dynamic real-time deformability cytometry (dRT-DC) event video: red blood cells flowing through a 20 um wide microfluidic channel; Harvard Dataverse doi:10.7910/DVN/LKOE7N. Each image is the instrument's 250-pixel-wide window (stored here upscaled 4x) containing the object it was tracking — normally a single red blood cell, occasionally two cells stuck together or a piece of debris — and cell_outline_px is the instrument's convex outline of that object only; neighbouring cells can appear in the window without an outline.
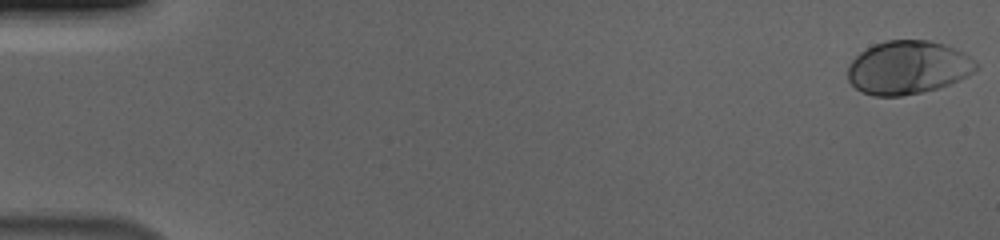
{"species": "human", "species_latin": "Homo sapiens", "temperature_condition": "cold", "stored_images_in_passage": 56, "camera_frame_rate_fps": 3000, "um_per_image_px": 0.085, "donor": {"sex": "male"}, "frame": {"image": 1, "passage_image": 1, "time_ms": 0.0, "image_size_px": [1000, 240], "cell_outline_px": [[976, 68], [972, 72], [948, 84], [936, 88], [920, 92], [900, 96], [872, 96], [860, 92], [848, 80], [848, 64], [860, 52], [872, 44], [884, 40], [928, 40], [944, 44], [968, 56], [976, 64]], "centroid_in_image_um": [77.08, 5.73], "position_along_channel_um": 7.9, "area_um2": 39.48}}
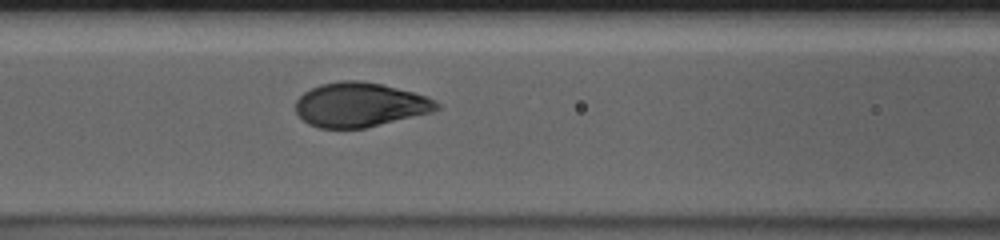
{"frame": {"image": 2, "passage_image": 25, "time_ms": 8.0, "image_size_px": [1000, 240], "cell_outline_px": [[440, 108], [432, 112], [364, 128], [320, 128], [308, 124], [296, 112], [296, 100], [304, 92], [320, 84], [340, 80], [360, 80], [380, 84], [428, 96], [440, 104]], "centroid_in_image_um": [30.59, 8.9], "position_along_channel_um": 136.0, "area_um2": 36.3}}
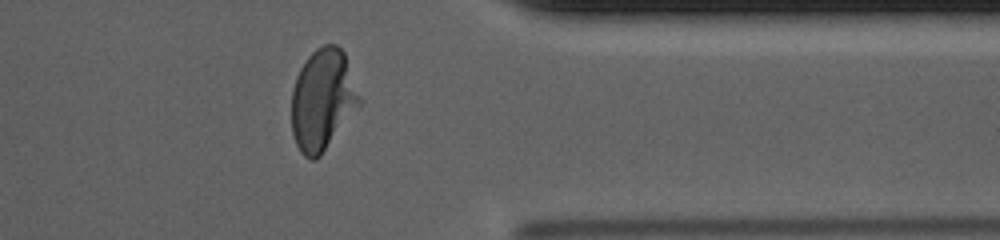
{"frame": {"image": 3, "passage_image": 46, "time_ms": 15.0, "image_size_px": [1000, 240], "cell_outline_px": [[360, 104], [320, 156], [316, 160], [312, 160], [304, 156], [300, 152], [296, 144], [292, 132], [292, 88], [296, 76], [300, 68], [308, 56], [316, 48], [324, 44], [336, 44], [344, 52], [360, 96]], "centroid_in_image_um": [27.4, 8.47], "position_along_channel_um": 384.0, "area_um2": 39.77}, "authors_computed_cell_mechanics": {"area_um2": 38.0035, "velocity_mm_per_s": 3.6775, "shape_relaxation_time_tau1_ms": 2.96, "shape_relaxation_time_tau2_ms": null, "deformation_change_tau1": 0.1616, "deformation_change_tau2": null}}